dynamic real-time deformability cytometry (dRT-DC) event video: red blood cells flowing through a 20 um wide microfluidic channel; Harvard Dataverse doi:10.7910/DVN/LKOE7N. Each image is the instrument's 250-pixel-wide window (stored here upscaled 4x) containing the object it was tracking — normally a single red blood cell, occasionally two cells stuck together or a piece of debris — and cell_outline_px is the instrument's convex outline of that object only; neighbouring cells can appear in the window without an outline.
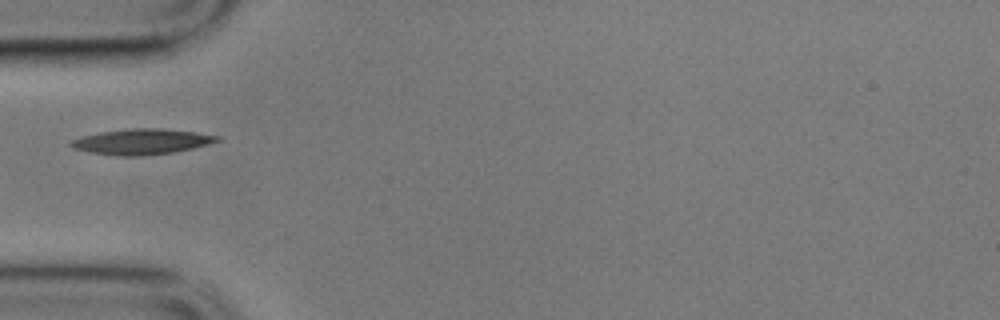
{"species": "common noctule bat (a hibernating species)", "species_latin": "Nyctalus noctula", "temperature_condition": "cold", "stored_images_in_passage": 11, "camera_frame_rate_fps": 3000, "um_per_image_px": 0.085, "animal": {"sex": "male", "body_mass_g": 17.9}, "frame": {"image": 1, "passage_image": 1, "time_ms": 0.0, "image_size_px": [1000, 320], "cell_outline_px": [[220, 140], [208, 144], [176, 152], [140, 156], [120, 156], [88, 152], [76, 148], [68, 144], [72, 140], [84, 136], [100, 132], [128, 128], [160, 128], [196, 132], [220, 136]], "centroid_in_image_um": [12.07, 12.04], "position_along_channel_um": 72.9, "area_um2": 21.68}}
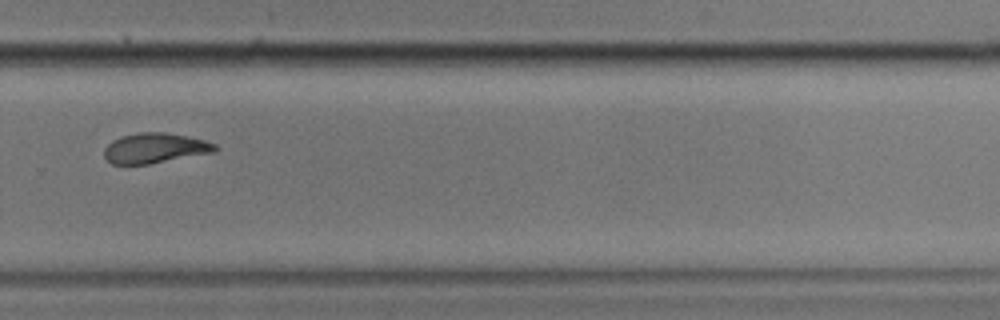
{"frame": {"image": 2, "passage_image": 7, "time_ms": 2.0, "image_size_px": [1000, 320], "cell_outline_px": [[220, 148], [212, 152], [148, 164], [112, 164], [104, 156], [104, 148], [112, 140], [124, 136], [140, 132], [164, 132], [204, 140], [216, 144]], "centroid_in_image_um": [13.15, 12.59], "position_along_channel_um": 316.7, "area_um2": 19.13}}
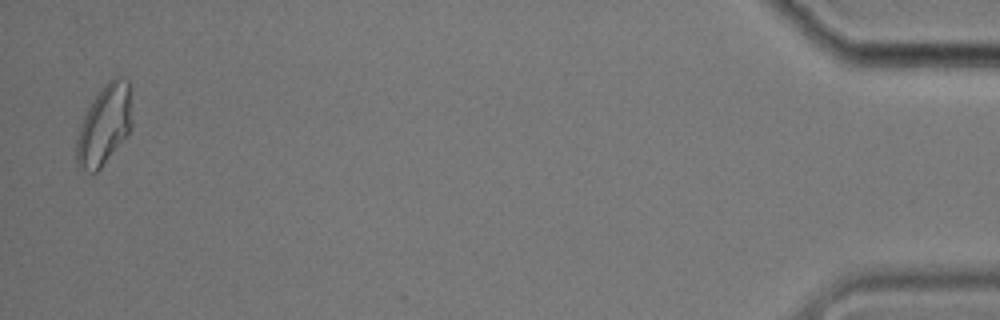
{"frame": {"image": 3, "passage_image": 11, "time_ms": 3.333, "image_size_px": [1000, 320], "cell_outline_px": [[132, 128], [100, 168], [96, 172], [92, 172], [84, 168], [76, 160], [76, 140], [80, 124], [92, 100], [104, 84], [116, 76], [128, 80], [132, 120]], "centroid_in_image_um": [8.87, 10.58], "position_along_channel_um": 426.3, "area_um2": 25.32}}